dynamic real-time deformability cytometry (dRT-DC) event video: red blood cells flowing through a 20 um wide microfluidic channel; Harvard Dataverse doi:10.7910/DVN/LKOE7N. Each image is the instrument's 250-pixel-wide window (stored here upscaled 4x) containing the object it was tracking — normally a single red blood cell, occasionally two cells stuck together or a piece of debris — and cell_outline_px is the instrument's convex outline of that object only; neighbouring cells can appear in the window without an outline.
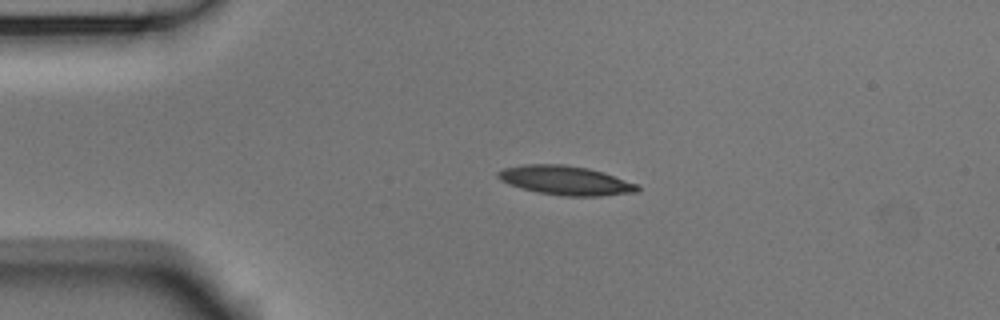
{"species": "Egyptian fruit bat (a non-hibernating species)", "species_latin": "Rousettus aegyptiacus", "temperature_condition": "room temperature", "stored_images_in_passage": 44, "camera_frame_rate_fps": 3000, "um_per_image_px": 0.085, "animal": {"sex": "male"}, "frame": {"image": 1, "passage_image": 1, "time_ms": 0.0, "image_size_px": [1000, 320], "cell_outline_px": [[640, 188], [636, 192], [600, 196], [564, 196], [536, 192], [508, 184], [500, 180], [496, 176], [496, 172], [504, 168], [524, 164], [564, 164], [588, 168], [604, 172], [640, 184]], "centroid_in_image_um": [48.08, 15.33], "position_along_channel_um": 36.9, "area_um2": 23.93}}
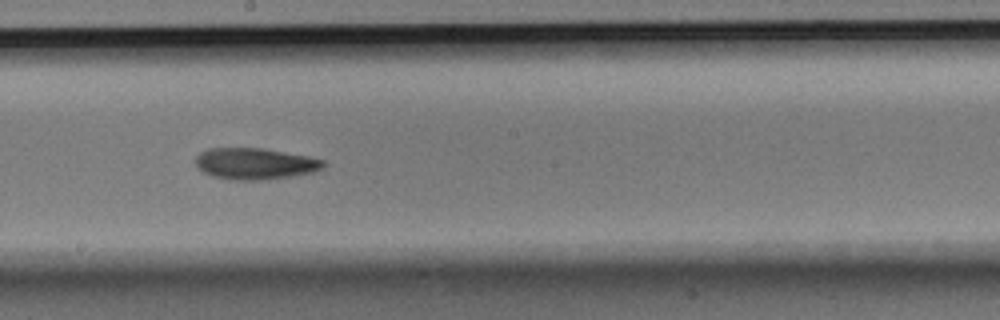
{"frame": {"image": 2, "passage_image": 19, "time_ms": 6.0, "image_size_px": [1000, 320], "cell_outline_px": [[328, 164], [324, 168], [312, 172], [288, 176], [260, 180], [228, 180], [212, 176], [204, 172], [196, 164], [196, 156], [200, 152], [208, 148], [264, 148], [308, 156], [324, 160]], "centroid_in_image_um": [21.69, 13.9], "position_along_channel_um": 226.5, "area_um2": 23.41}}
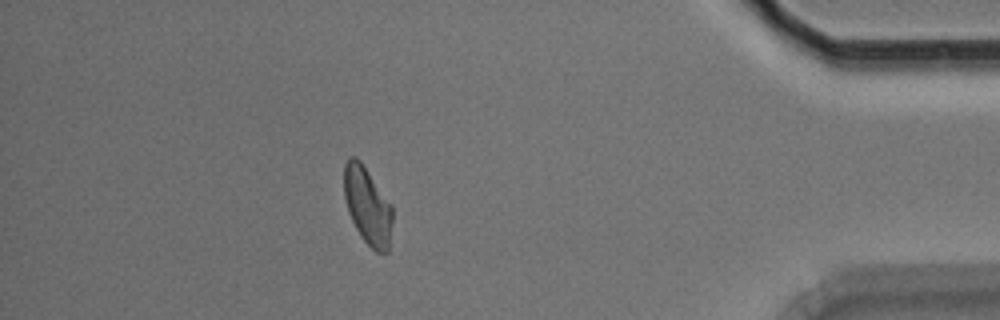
{"frame": {"image": 3, "passage_image": 37, "time_ms": 12.0, "image_size_px": [1000, 320], "cell_outline_px": [[392, 220], [388, 252], [376, 252], [364, 240], [356, 228], [348, 212], [344, 196], [344, 164], [348, 156], [356, 156], [360, 160], [392, 204]], "centroid_in_image_um": [31.23, 17.45], "position_along_channel_um": 404.0, "area_um2": 21.85}, "authors_computed_cell_mechanics": {"area_um2": 22.7154, "velocity_mm_per_s": 3.7039, "shape_relaxation_time_tau1_ms": 4.188, "shape_relaxation_time_tau2_ms": null, "deformation_change_tau1": 0.1593, "deformation_change_tau2": null}}